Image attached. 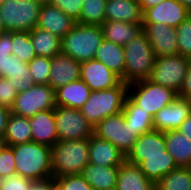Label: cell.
<instances>
[{
	"label": "cell",
	"instance_id": "1",
	"mask_svg": "<svg viewBox=\"0 0 191 190\" xmlns=\"http://www.w3.org/2000/svg\"><path fill=\"white\" fill-rule=\"evenodd\" d=\"M15 157L16 174L32 181L52 177V148L36 142L10 146Z\"/></svg>",
	"mask_w": 191,
	"mask_h": 190
},
{
	"label": "cell",
	"instance_id": "2",
	"mask_svg": "<svg viewBox=\"0 0 191 190\" xmlns=\"http://www.w3.org/2000/svg\"><path fill=\"white\" fill-rule=\"evenodd\" d=\"M124 83L129 85L150 78L156 55L144 31L124 46Z\"/></svg>",
	"mask_w": 191,
	"mask_h": 190
},
{
	"label": "cell",
	"instance_id": "3",
	"mask_svg": "<svg viewBox=\"0 0 191 190\" xmlns=\"http://www.w3.org/2000/svg\"><path fill=\"white\" fill-rule=\"evenodd\" d=\"M89 164V139L58 141L52 147V176L80 174Z\"/></svg>",
	"mask_w": 191,
	"mask_h": 190
},
{
	"label": "cell",
	"instance_id": "4",
	"mask_svg": "<svg viewBox=\"0 0 191 190\" xmlns=\"http://www.w3.org/2000/svg\"><path fill=\"white\" fill-rule=\"evenodd\" d=\"M102 27L77 23L61 38V52L82 63L94 59L103 41Z\"/></svg>",
	"mask_w": 191,
	"mask_h": 190
},
{
	"label": "cell",
	"instance_id": "5",
	"mask_svg": "<svg viewBox=\"0 0 191 190\" xmlns=\"http://www.w3.org/2000/svg\"><path fill=\"white\" fill-rule=\"evenodd\" d=\"M127 88L128 85L121 81L113 88L91 91L89 98L80 108L81 114L94 128L104 118L122 112Z\"/></svg>",
	"mask_w": 191,
	"mask_h": 190
},
{
	"label": "cell",
	"instance_id": "6",
	"mask_svg": "<svg viewBox=\"0 0 191 190\" xmlns=\"http://www.w3.org/2000/svg\"><path fill=\"white\" fill-rule=\"evenodd\" d=\"M41 6L35 0H4L1 7L4 31L33 30L37 26Z\"/></svg>",
	"mask_w": 191,
	"mask_h": 190
},
{
	"label": "cell",
	"instance_id": "7",
	"mask_svg": "<svg viewBox=\"0 0 191 190\" xmlns=\"http://www.w3.org/2000/svg\"><path fill=\"white\" fill-rule=\"evenodd\" d=\"M127 96L154 117L163 107L170 104L178 94L172 89L147 79L129 84Z\"/></svg>",
	"mask_w": 191,
	"mask_h": 190
},
{
	"label": "cell",
	"instance_id": "8",
	"mask_svg": "<svg viewBox=\"0 0 191 190\" xmlns=\"http://www.w3.org/2000/svg\"><path fill=\"white\" fill-rule=\"evenodd\" d=\"M191 60L182 55L156 57L151 76L153 83L180 92Z\"/></svg>",
	"mask_w": 191,
	"mask_h": 190
},
{
	"label": "cell",
	"instance_id": "9",
	"mask_svg": "<svg viewBox=\"0 0 191 190\" xmlns=\"http://www.w3.org/2000/svg\"><path fill=\"white\" fill-rule=\"evenodd\" d=\"M55 107V90L50 85L34 84L29 89L18 92L11 113L30 118L37 112Z\"/></svg>",
	"mask_w": 191,
	"mask_h": 190
},
{
	"label": "cell",
	"instance_id": "10",
	"mask_svg": "<svg viewBox=\"0 0 191 190\" xmlns=\"http://www.w3.org/2000/svg\"><path fill=\"white\" fill-rule=\"evenodd\" d=\"M93 135L107 140L116 146L125 156L139 137L125 122L123 112L104 118L93 128Z\"/></svg>",
	"mask_w": 191,
	"mask_h": 190
},
{
	"label": "cell",
	"instance_id": "11",
	"mask_svg": "<svg viewBox=\"0 0 191 190\" xmlns=\"http://www.w3.org/2000/svg\"><path fill=\"white\" fill-rule=\"evenodd\" d=\"M58 141L89 139L93 127L80 109L56 106L54 109Z\"/></svg>",
	"mask_w": 191,
	"mask_h": 190
},
{
	"label": "cell",
	"instance_id": "12",
	"mask_svg": "<svg viewBox=\"0 0 191 190\" xmlns=\"http://www.w3.org/2000/svg\"><path fill=\"white\" fill-rule=\"evenodd\" d=\"M171 156L165 143L164 132L152 130L137 138L132 149L126 155V161L140 165L144 157Z\"/></svg>",
	"mask_w": 191,
	"mask_h": 190
},
{
	"label": "cell",
	"instance_id": "13",
	"mask_svg": "<svg viewBox=\"0 0 191 190\" xmlns=\"http://www.w3.org/2000/svg\"><path fill=\"white\" fill-rule=\"evenodd\" d=\"M156 57L178 55L176 30L163 23H142Z\"/></svg>",
	"mask_w": 191,
	"mask_h": 190
},
{
	"label": "cell",
	"instance_id": "14",
	"mask_svg": "<svg viewBox=\"0 0 191 190\" xmlns=\"http://www.w3.org/2000/svg\"><path fill=\"white\" fill-rule=\"evenodd\" d=\"M191 12L178 0H164L143 12L142 23H163L176 28L185 21Z\"/></svg>",
	"mask_w": 191,
	"mask_h": 190
},
{
	"label": "cell",
	"instance_id": "15",
	"mask_svg": "<svg viewBox=\"0 0 191 190\" xmlns=\"http://www.w3.org/2000/svg\"><path fill=\"white\" fill-rule=\"evenodd\" d=\"M191 114V101L177 96L153 117V128L165 132L177 130Z\"/></svg>",
	"mask_w": 191,
	"mask_h": 190
},
{
	"label": "cell",
	"instance_id": "16",
	"mask_svg": "<svg viewBox=\"0 0 191 190\" xmlns=\"http://www.w3.org/2000/svg\"><path fill=\"white\" fill-rule=\"evenodd\" d=\"M80 79L91 91L113 88L122 81L104 63L95 59L80 63Z\"/></svg>",
	"mask_w": 191,
	"mask_h": 190
},
{
	"label": "cell",
	"instance_id": "17",
	"mask_svg": "<svg viewBox=\"0 0 191 190\" xmlns=\"http://www.w3.org/2000/svg\"><path fill=\"white\" fill-rule=\"evenodd\" d=\"M76 24L77 21L66 15L57 6L47 3L41 6L36 27L47 30L59 38H62Z\"/></svg>",
	"mask_w": 191,
	"mask_h": 190
},
{
	"label": "cell",
	"instance_id": "18",
	"mask_svg": "<svg viewBox=\"0 0 191 190\" xmlns=\"http://www.w3.org/2000/svg\"><path fill=\"white\" fill-rule=\"evenodd\" d=\"M80 79V63L62 52L51 58L48 85L54 90Z\"/></svg>",
	"mask_w": 191,
	"mask_h": 190
},
{
	"label": "cell",
	"instance_id": "19",
	"mask_svg": "<svg viewBox=\"0 0 191 190\" xmlns=\"http://www.w3.org/2000/svg\"><path fill=\"white\" fill-rule=\"evenodd\" d=\"M32 142L53 147L58 142L54 109L37 112L29 118Z\"/></svg>",
	"mask_w": 191,
	"mask_h": 190
},
{
	"label": "cell",
	"instance_id": "20",
	"mask_svg": "<svg viewBox=\"0 0 191 190\" xmlns=\"http://www.w3.org/2000/svg\"><path fill=\"white\" fill-rule=\"evenodd\" d=\"M126 156L107 140L92 135L89 138V163L104 167H119Z\"/></svg>",
	"mask_w": 191,
	"mask_h": 190
},
{
	"label": "cell",
	"instance_id": "21",
	"mask_svg": "<svg viewBox=\"0 0 191 190\" xmlns=\"http://www.w3.org/2000/svg\"><path fill=\"white\" fill-rule=\"evenodd\" d=\"M105 21L142 24L143 12L138 0H107Z\"/></svg>",
	"mask_w": 191,
	"mask_h": 190
},
{
	"label": "cell",
	"instance_id": "22",
	"mask_svg": "<svg viewBox=\"0 0 191 190\" xmlns=\"http://www.w3.org/2000/svg\"><path fill=\"white\" fill-rule=\"evenodd\" d=\"M116 190H156L155 184L148 180L139 165L127 162L119 166Z\"/></svg>",
	"mask_w": 191,
	"mask_h": 190
},
{
	"label": "cell",
	"instance_id": "23",
	"mask_svg": "<svg viewBox=\"0 0 191 190\" xmlns=\"http://www.w3.org/2000/svg\"><path fill=\"white\" fill-rule=\"evenodd\" d=\"M91 94L89 86L81 79L55 90L56 106L80 109Z\"/></svg>",
	"mask_w": 191,
	"mask_h": 190
},
{
	"label": "cell",
	"instance_id": "24",
	"mask_svg": "<svg viewBox=\"0 0 191 190\" xmlns=\"http://www.w3.org/2000/svg\"><path fill=\"white\" fill-rule=\"evenodd\" d=\"M119 167L88 164L80 173L93 190H116Z\"/></svg>",
	"mask_w": 191,
	"mask_h": 190
},
{
	"label": "cell",
	"instance_id": "25",
	"mask_svg": "<svg viewBox=\"0 0 191 190\" xmlns=\"http://www.w3.org/2000/svg\"><path fill=\"white\" fill-rule=\"evenodd\" d=\"M94 59L104 63L124 82V46L103 39L96 50Z\"/></svg>",
	"mask_w": 191,
	"mask_h": 190
},
{
	"label": "cell",
	"instance_id": "26",
	"mask_svg": "<svg viewBox=\"0 0 191 190\" xmlns=\"http://www.w3.org/2000/svg\"><path fill=\"white\" fill-rule=\"evenodd\" d=\"M166 149L177 167H191V141L178 130L164 132Z\"/></svg>",
	"mask_w": 191,
	"mask_h": 190
},
{
	"label": "cell",
	"instance_id": "27",
	"mask_svg": "<svg viewBox=\"0 0 191 190\" xmlns=\"http://www.w3.org/2000/svg\"><path fill=\"white\" fill-rule=\"evenodd\" d=\"M101 27L105 40L122 46H125L143 31L142 24H133L120 21H105Z\"/></svg>",
	"mask_w": 191,
	"mask_h": 190
},
{
	"label": "cell",
	"instance_id": "28",
	"mask_svg": "<svg viewBox=\"0 0 191 190\" xmlns=\"http://www.w3.org/2000/svg\"><path fill=\"white\" fill-rule=\"evenodd\" d=\"M122 112L125 122L138 136L154 130L153 116L136 105L128 96L125 98Z\"/></svg>",
	"mask_w": 191,
	"mask_h": 190
},
{
	"label": "cell",
	"instance_id": "29",
	"mask_svg": "<svg viewBox=\"0 0 191 190\" xmlns=\"http://www.w3.org/2000/svg\"><path fill=\"white\" fill-rule=\"evenodd\" d=\"M6 146L32 142V131L29 118L10 114L4 134Z\"/></svg>",
	"mask_w": 191,
	"mask_h": 190
},
{
	"label": "cell",
	"instance_id": "30",
	"mask_svg": "<svg viewBox=\"0 0 191 190\" xmlns=\"http://www.w3.org/2000/svg\"><path fill=\"white\" fill-rule=\"evenodd\" d=\"M36 56L52 58L61 53V38L47 30L35 27L29 31Z\"/></svg>",
	"mask_w": 191,
	"mask_h": 190
},
{
	"label": "cell",
	"instance_id": "31",
	"mask_svg": "<svg viewBox=\"0 0 191 190\" xmlns=\"http://www.w3.org/2000/svg\"><path fill=\"white\" fill-rule=\"evenodd\" d=\"M7 79L18 92L25 91L34 85L28 63L21 61L13 54L8 56Z\"/></svg>",
	"mask_w": 191,
	"mask_h": 190
},
{
	"label": "cell",
	"instance_id": "32",
	"mask_svg": "<svg viewBox=\"0 0 191 190\" xmlns=\"http://www.w3.org/2000/svg\"><path fill=\"white\" fill-rule=\"evenodd\" d=\"M139 166L146 178L155 185L177 167L172 156L144 157Z\"/></svg>",
	"mask_w": 191,
	"mask_h": 190
},
{
	"label": "cell",
	"instance_id": "33",
	"mask_svg": "<svg viewBox=\"0 0 191 190\" xmlns=\"http://www.w3.org/2000/svg\"><path fill=\"white\" fill-rule=\"evenodd\" d=\"M156 190H191V167H176L156 185Z\"/></svg>",
	"mask_w": 191,
	"mask_h": 190
},
{
	"label": "cell",
	"instance_id": "34",
	"mask_svg": "<svg viewBox=\"0 0 191 190\" xmlns=\"http://www.w3.org/2000/svg\"><path fill=\"white\" fill-rule=\"evenodd\" d=\"M107 0H83L80 20L77 23L99 25L105 22Z\"/></svg>",
	"mask_w": 191,
	"mask_h": 190
},
{
	"label": "cell",
	"instance_id": "35",
	"mask_svg": "<svg viewBox=\"0 0 191 190\" xmlns=\"http://www.w3.org/2000/svg\"><path fill=\"white\" fill-rule=\"evenodd\" d=\"M12 54L25 63L31 62L36 57L29 31L11 32Z\"/></svg>",
	"mask_w": 191,
	"mask_h": 190
},
{
	"label": "cell",
	"instance_id": "36",
	"mask_svg": "<svg viewBox=\"0 0 191 190\" xmlns=\"http://www.w3.org/2000/svg\"><path fill=\"white\" fill-rule=\"evenodd\" d=\"M51 58L36 56L28 63L29 72L34 84L48 85L50 76Z\"/></svg>",
	"mask_w": 191,
	"mask_h": 190
},
{
	"label": "cell",
	"instance_id": "37",
	"mask_svg": "<svg viewBox=\"0 0 191 190\" xmlns=\"http://www.w3.org/2000/svg\"><path fill=\"white\" fill-rule=\"evenodd\" d=\"M175 30L179 55L191 60V14Z\"/></svg>",
	"mask_w": 191,
	"mask_h": 190
},
{
	"label": "cell",
	"instance_id": "38",
	"mask_svg": "<svg viewBox=\"0 0 191 190\" xmlns=\"http://www.w3.org/2000/svg\"><path fill=\"white\" fill-rule=\"evenodd\" d=\"M55 186L57 190H93L81 174L55 178Z\"/></svg>",
	"mask_w": 191,
	"mask_h": 190
},
{
	"label": "cell",
	"instance_id": "39",
	"mask_svg": "<svg viewBox=\"0 0 191 190\" xmlns=\"http://www.w3.org/2000/svg\"><path fill=\"white\" fill-rule=\"evenodd\" d=\"M11 54V32H2L0 33V77L7 78L8 56Z\"/></svg>",
	"mask_w": 191,
	"mask_h": 190
},
{
	"label": "cell",
	"instance_id": "40",
	"mask_svg": "<svg viewBox=\"0 0 191 190\" xmlns=\"http://www.w3.org/2000/svg\"><path fill=\"white\" fill-rule=\"evenodd\" d=\"M16 174L13 149L5 146L0 151V180Z\"/></svg>",
	"mask_w": 191,
	"mask_h": 190
},
{
	"label": "cell",
	"instance_id": "41",
	"mask_svg": "<svg viewBox=\"0 0 191 190\" xmlns=\"http://www.w3.org/2000/svg\"><path fill=\"white\" fill-rule=\"evenodd\" d=\"M50 4L57 6L75 21L80 20L83 0H51Z\"/></svg>",
	"mask_w": 191,
	"mask_h": 190
},
{
	"label": "cell",
	"instance_id": "42",
	"mask_svg": "<svg viewBox=\"0 0 191 190\" xmlns=\"http://www.w3.org/2000/svg\"><path fill=\"white\" fill-rule=\"evenodd\" d=\"M17 95L15 86L8 82L7 78L0 77V106L11 109Z\"/></svg>",
	"mask_w": 191,
	"mask_h": 190
},
{
	"label": "cell",
	"instance_id": "43",
	"mask_svg": "<svg viewBox=\"0 0 191 190\" xmlns=\"http://www.w3.org/2000/svg\"><path fill=\"white\" fill-rule=\"evenodd\" d=\"M32 180L17 174L0 180V190H30Z\"/></svg>",
	"mask_w": 191,
	"mask_h": 190
},
{
	"label": "cell",
	"instance_id": "44",
	"mask_svg": "<svg viewBox=\"0 0 191 190\" xmlns=\"http://www.w3.org/2000/svg\"><path fill=\"white\" fill-rule=\"evenodd\" d=\"M55 178L52 176L43 180L32 181L30 190H55Z\"/></svg>",
	"mask_w": 191,
	"mask_h": 190
},
{
	"label": "cell",
	"instance_id": "45",
	"mask_svg": "<svg viewBox=\"0 0 191 190\" xmlns=\"http://www.w3.org/2000/svg\"><path fill=\"white\" fill-rule=\"evenodd\" d=\"M178 96L184 99H191V63L188 67L187 74L185 76L183 86L178 93Z\"/></svg>",
	"mask_w": 191,
	"mask_h": 190
},
{
	"label": "cell",
	"instance_id": "46",
	"mask_svg": "<svg viewBox=\"0 0 191 190\" xmlns=\"http://www.w3.org/2000/svg\"><path fill=\"white\" fill-rule=\"evenodd\" d=\"M11 109L0 106V135L4 136Z\"/></svg>",
	"mask_w": 191,
	"mask_h": 190
},
{
	"label": "cell",
	"instance_id": "47",
	"mask_svg": "<svg viewBox=\"0 0 191 190\" xmlns=\"http://www.w3.org/2000/svg\"><path fill=\"white\" fill-rule=\"evenodd\" d=\"M177 130L191 141V114L186 118V120Z\"/></svg>",
	"mask_w": 191,
	"mask_h": 190
},
{
	"label": "cell",
	"instance_id": "48",
	"mask_svg": "<svg viewBox=\"0 0 191 190\" xmlns=\"http://www.w3.org/2000/svg\"><path fill=\"white\" fill-rule=\"evenodd\" d=\"M164 0H138L141 6L142 12H144L146 9L152 8L158 4H160Z\"/></svg>",
	"mask_w": 191,
	"mask_h": 190
},
{
	"label": "cell",
	"instance_id": "49",
	"mask_svg": "<svg viewBox=\"0 0 191 190\" xmlns=\"http://www.w3.org/2000/svg\"><path fill=\"white\" fill-rule=\"evenodd\" d=\"M185 8L191 12V0H178Z\"/></svg>",
	"mask_w": 191,
	"mask_h": 190
},
{
	"label": "cell",
	"instance_id": "50",
	"mask_svg": "<svg viewBox=\"0 0 191 190\" xmlns=\"http://www.w3.org/2000/svg\"><path fill=\"white\" fill-rule=\"evenodd\" d=\"M4 137L0 135V151L5 147Z\"/></svg>",
	"mask_w": 191,
	"mask_h": 190
},
{
	"label": "cell",
	"instance_id": "51",
	"mask_svg": "<svg viewBox=\"0 0 191 190\" xmlns=\"http://www.w3.org/2000/svg\"><path fill=\"white\" fill-rule=\"evenodd\" d=\"M2 32H5V31H4V26H3L2 16H1V9H0V33Z\"/></svg>",
	"mask_w": 191,
	"mask_h": 190
},
{
	"label": "cell",
	"instance_id": "52",
	"mask_svg": "<svg viewBox=\"0 0 191 190\" xmlns=\"http://www.w3.org/2000/svg\"><path fill=\"white\" fill-rule=\"evenodd\" d=\"M41 4H47V3H50L51 0H35Z\"/></svg>",
	"mask_w": 191,
	"mask_h": 190
},
{
	"label": "cell",
	"instance_id": "53",
	"mask_svg": "<svg viewBox=\"0 0 191 190\" xmlns=\"http://www.w3.org/2000/svg\"><path fill=\"white\" fill-rule=\"evenodd\" d=\"M3 2H4V0H0V9L2 7Z\"/></svg>",
	"mask_w": 191,
	"mask_h": 190
}]
</instances>
